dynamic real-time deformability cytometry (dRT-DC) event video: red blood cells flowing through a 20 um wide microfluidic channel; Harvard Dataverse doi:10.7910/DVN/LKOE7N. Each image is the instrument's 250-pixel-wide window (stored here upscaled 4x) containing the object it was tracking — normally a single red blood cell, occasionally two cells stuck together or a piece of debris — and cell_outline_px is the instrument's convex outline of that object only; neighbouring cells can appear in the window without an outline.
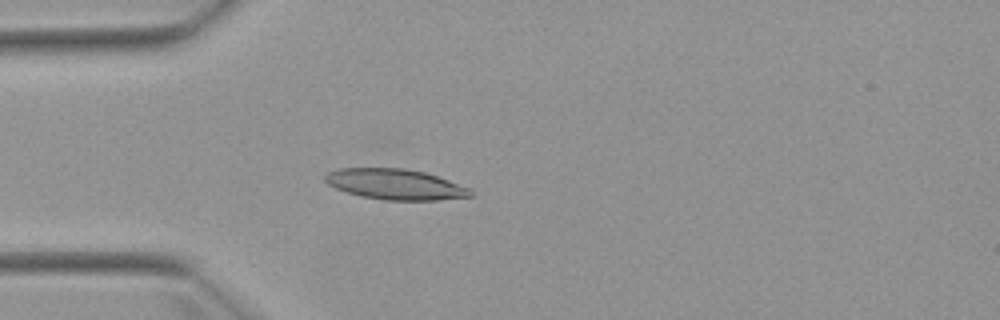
{"species": "Egyptian fruit bat (a non-hibernating species)", "species_latin": "Rousettus aegyptiacus", "temperature_condition": "warm", "stored_images_in_passage": 3, "camera_frame_rate_fps": 3000, "um_per_image_px": 0.085, "animal": {"sex": "female"}, "frame": {"image": 1, "passage_image": 3, "time_ms": 2.667, "image_size_px": [1000, 320], "cell_outline_px": [[472, 196], [440, 200], [384, 200], [360, 196], [336, 188], [328, 184], [324, 180], [324, 176], [328, 172], [340, 168], [404, 168], [424, 172], [448, 180], [468, 188], [472, 192]], "centroid_in_image_um": [33.57, 15.66], "position_along_channel_um": 51.4, "area_um2": 25.72}}